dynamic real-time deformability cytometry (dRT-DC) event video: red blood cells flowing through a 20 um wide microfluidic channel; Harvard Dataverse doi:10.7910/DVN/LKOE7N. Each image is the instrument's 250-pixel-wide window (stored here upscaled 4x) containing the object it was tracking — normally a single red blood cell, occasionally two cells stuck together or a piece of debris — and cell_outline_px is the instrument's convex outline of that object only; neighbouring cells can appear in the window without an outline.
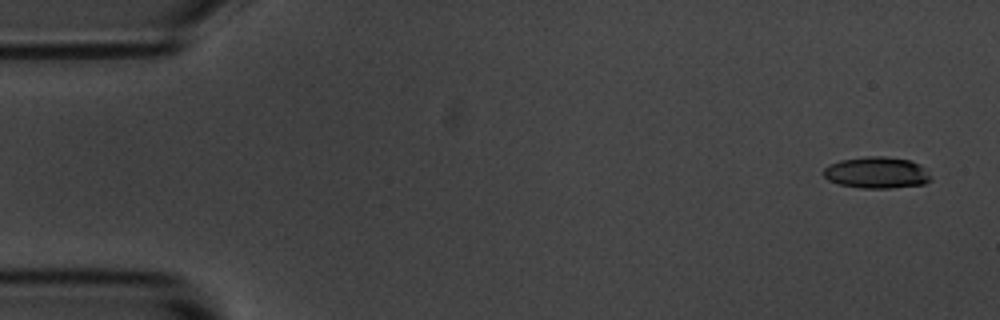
{"species": "common noctule bat (a hibernating species)", "species_latin": "Nyctalus noctula", "temperature_condition": "room temperature", "stored_images_in_passage": 7, "camera_frame_rate_fps": 3000, "um_per_image_px": 0.085, "animal": {"sex": "male", "body_mass_g": 20.1, "forearm_length_mm": 53.5}, "frame": {"image": 1, "passage_image": 1, "time_ms": 0.0, "image_size_px": [1000, 320], "cell_outline_px": [[932, 180], [924, 184], [888, 188], [860, 188], [840, 184], [828, 180], [820, 172], [828, 164], [840, 160], [864, 156], [884, 156], [908, 160], [920, 164], [924, 168]], "centroid_in_image_um": [74.47, 14.67], "position_along_channel_um": 10.5, "area_um2": 19.77}}
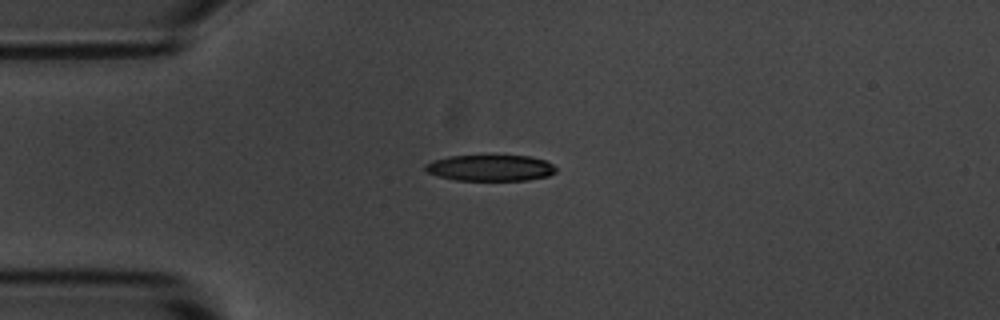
{"frame": {"image": 2, "passage_image": 4, "time_ms": 1.0, "image_size_px": [1000, 320], "cell_outline_px": [[556, 172], [548, 176], [528, 180], [456, 180], [440, 176], [428, 172], [424, 168], [424, 164], [432, 160], [448, 156], [528, 156], [544, 160], [552, 164], [556, 168]], "centroid_in_image_um": [41.67, 14.27], "position_along_channel_um": 43.3, "area_um2": 19.77}}
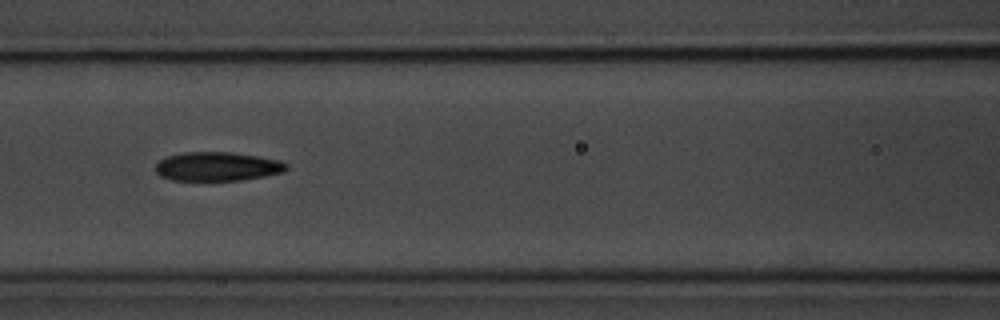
{"frame": {"image": 3, "passage_image": 7, "time_ms": 2.0, "image_size_px": [1000, 320], "cell_outline_px": [[288, 168], [284, 172], [264, 176], [240, 180], [172, 180], [160, 176], [156, 172], [156, 164], [160, 160], [168, 156], [184, 152], [232, 152], [260, 156], [280, 160], [288, 164]], "centroid_in_image_um": [18.5, 14.14], "position_along_channel_um": 148.1, "area_um2": 22.14}}